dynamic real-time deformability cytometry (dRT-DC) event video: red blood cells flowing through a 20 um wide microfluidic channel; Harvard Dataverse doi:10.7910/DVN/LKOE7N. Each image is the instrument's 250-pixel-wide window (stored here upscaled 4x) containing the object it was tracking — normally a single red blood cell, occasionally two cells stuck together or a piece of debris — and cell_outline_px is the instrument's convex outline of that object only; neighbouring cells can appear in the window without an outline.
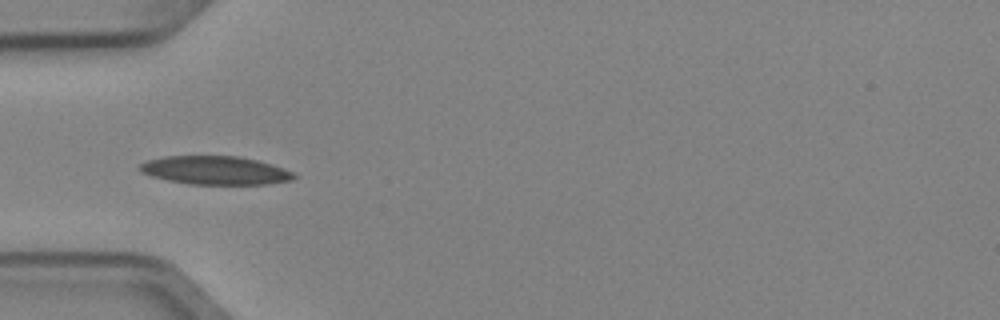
{"species": "Egyptian fruit bat (a non-hibernating species)", "species_latin": "Rousettus aegyptiacus", "temperature_condition": "cold", "stored_images_in_passage": 7, "camera_frame_rate_fps": 3000, "um_per_image_px": 0.085, "animal": {"sex": "female"}, "frame": {"image": 1, "passage_image": 4, "time_ms": 1.0, "image_size_px": [1000, 320], "cell_outline_px": [[296, 176], [292, 180], [268, 184], [188, 184], [168, 180], [152, 176], [140, 172], [140, 164], [148, 160], [164, 156], [240, 156], [272, 164], [284, 168], [292, 172]], "centroid_in_image_um": [18.3, 14.48], "position_along_channel_um": 66.7, "area_um2": 25.49}}
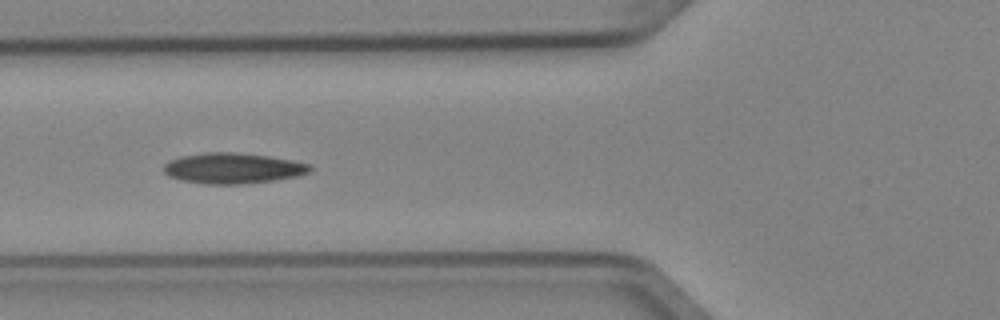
{"frame": {"image": 2, "passage_image": 5, "time_ms": 1.333, "image_size_px": [1000, 320], "cell_outline_px": [[312, 168], [308, 172], [296, 176], [272, 180], [240, 184], [204, 184], [180, 180], [168, 176], [164, 172], [164, 164], [180, 156], [208, 152], [236, 152], [268, 156], [292, 160], [308, 164]], "centroid_in_image_um": [19.75, 14.3], "position_along_channel_um": 106.1, "area_um2": 25.89}}
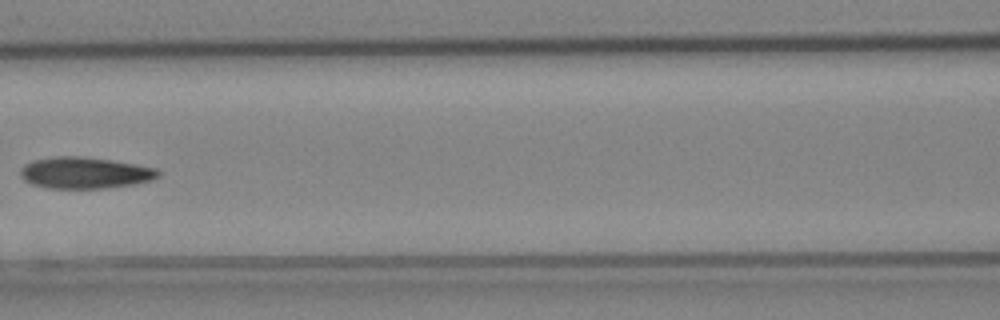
{"frame": {"image": 3, "passage_image": 6, "time_ms": 1.667, "image_size_px": [1000, 320], "cell_outline_px": [[160, 176], [152, 180], [132, 184], [104, 188], [48, 188], [32, 184], [24, 180], [20, 176], [20, 172], [24, 164], [32, 160], [52, 156], [80, 156], [112, 160], [160, 168]], "centroid_in_image_um": [7.22, 14.68], "position_along_channel_um": 159.4, "area_um2": 25.43}}